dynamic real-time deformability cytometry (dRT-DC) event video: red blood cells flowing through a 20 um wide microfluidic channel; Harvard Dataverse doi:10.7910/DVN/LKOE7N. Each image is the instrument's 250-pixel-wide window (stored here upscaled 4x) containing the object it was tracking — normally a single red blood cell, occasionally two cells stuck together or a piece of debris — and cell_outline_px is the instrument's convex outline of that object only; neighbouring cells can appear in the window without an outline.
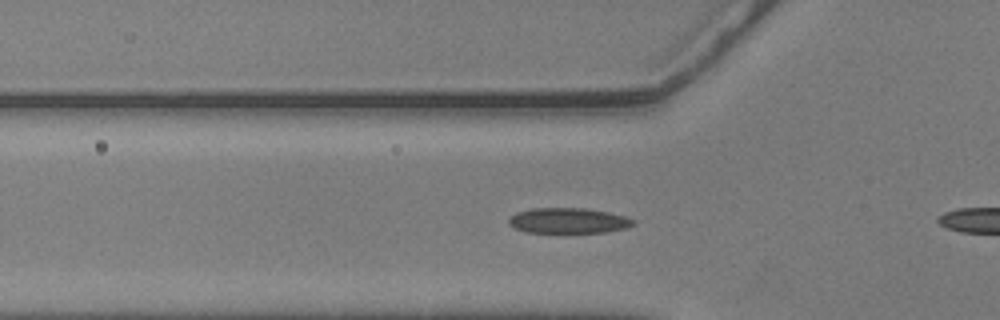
{"species": "common noctule bat (a hibernating species)", "species_latin": "Nyctalus noctula", "temperature_condition": "warm", "stored_images_in_passage": 45, "camera_frame_rate_fps": 3000, "um_per_image_px": 0.085, "animal": {"sex": "male", "body_mass_g": 20.5, "forearm_length_mm": 52.5}, "frame": {"image": 1, "passage_image": 18, "time_ms": 5.667, "image_size_px": [1000, 320], "cell_outline_px": [[636, 224], [628, 228], [604, 232], [524, 232], [512, 228], [508, 224], [508, 216], [516, 212], [532, 208], [584, 208], [608, 212], [624, 216], [636, 220]], "centroid_in_image_um": [48.27, 18.75], "position_along_channel_um": 77.5, "area_um2": 18.67}}
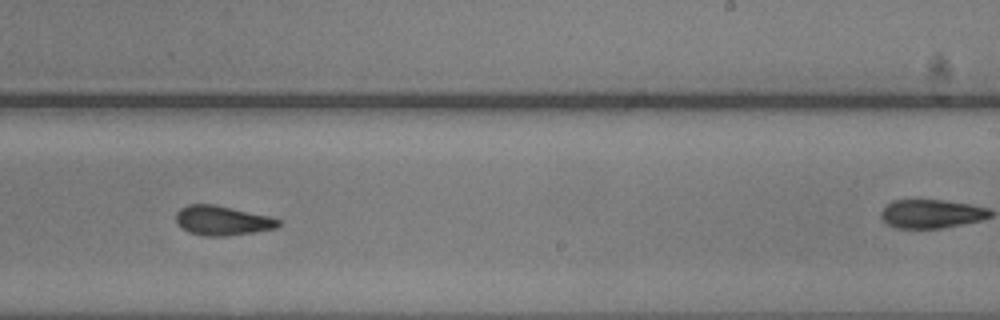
{"frame": {"image": 2, "passage_image": 34, "time_ms": 11.0, "image_size_px": [1000, 320], "cell_outline_px": [[280, 224], [276, 228], [256, 232], [224, 236], [204, 236], [188, 232], [176, 220], [176, 212], [180, 208], [188, 204], [216, 204], [272, 216], [280, 220]], "centroid_in_image_um": [18.93, 18.73], "position_along_channel_um": 270.1, "area_um2": 17.8}}
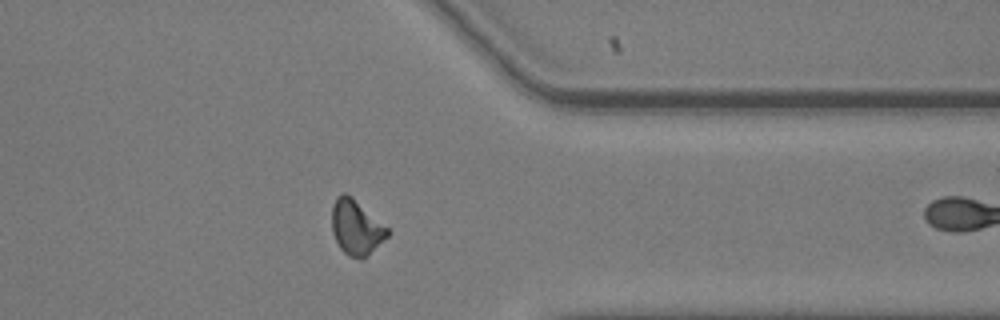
{"frame": {"image": 3, "passage_image": 44, "time_ms": 14.333, "image_size_px": [1000, 320], "cell_outline_px": [[392, 232], [368, 256], [348, 256], [340, 248], [332, 232], [332, 204], [336, 196], [344, 192], [352, 196], [388, 228]], "centroid_in_image_um": [30.28, 19.29], "position_along_channel_um": 381.1, "area_um2": 17.74}}